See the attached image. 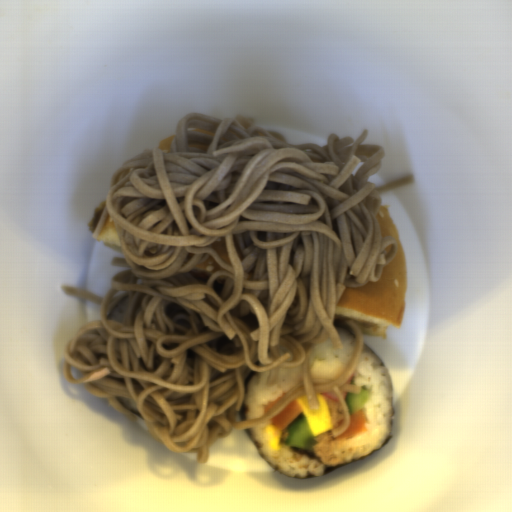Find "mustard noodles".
<instances>
[{
    "label": "mustard noodles",
    "instance_id": "0af2e427",
    "mask_svg": "<svg viewBox=\"0 0 512 512\" xmlns=\"http://www.w3.org/2000/svg\"><path fill=\"white\" fill-rule=\"evenodd\" d=\"M188 127L214 132L188 131ZM329 135L326 145L289 144L263 125L189 112L176 124L169 152L146 150L116 169L91 238L109 216L129 266L110 279L103 297L72 286L64 293L99 305L63 347L62 374L136 422L116 397L131 399L148 432L171 452L196 453L234 430L261 426L305 395L334 391L350 424L345 384L365 344L354 320L344 321L354 353L336 379L311 377L310 359L330 340L346 288L377 283L398 254L378 220L381 194L411 184L413 174L375 186L385 150ZM188 141L208 145L188 147ZM225 236L231 266L210 244ZM225 270L206 284L188 273L208 256ZM128 296L123 324L106 319ZM303 364V381L261 418L235 421L249 372Z\"/></svg>",
    "mask_w": 512,
    "mask_h": 512
}]
</instances>
